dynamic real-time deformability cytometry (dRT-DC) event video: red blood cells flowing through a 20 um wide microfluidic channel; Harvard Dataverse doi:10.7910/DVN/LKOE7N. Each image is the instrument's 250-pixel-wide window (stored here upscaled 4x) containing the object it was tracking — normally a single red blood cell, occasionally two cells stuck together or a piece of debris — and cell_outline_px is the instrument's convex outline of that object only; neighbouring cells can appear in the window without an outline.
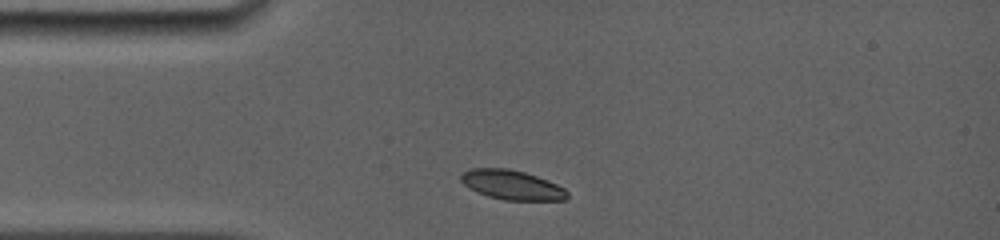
{"species": "common noctule bat (a hibernating species)", "species_latin": "Nyctalus noctula", "temperature_condition": "room temperature", "stored_images_in_passage": 21, "camera_frame_rate_fps": 5000, "um_per_image_px": 0.085, "animal": {"sex": "female", "body_mass_g": 19.0, "forearm_length_mm": 56.7}, "frame": {"image": 1, "passage_image": 1, "time_ms": 0.0, "image_size_px": [1000, 240], "cell_outline_px": [[568, 200], [504, 200], [488, 196], [476, 192], [468, 188], [460, 180], [460, 172], [472, 168], [508, 168], [524, 172], [548, 180], [564, 188], [568, 192]], "centroid_in_image_um": [43.48, 15.71], "position_along_channel_um": 41.5, "area_um2": 18.44}}
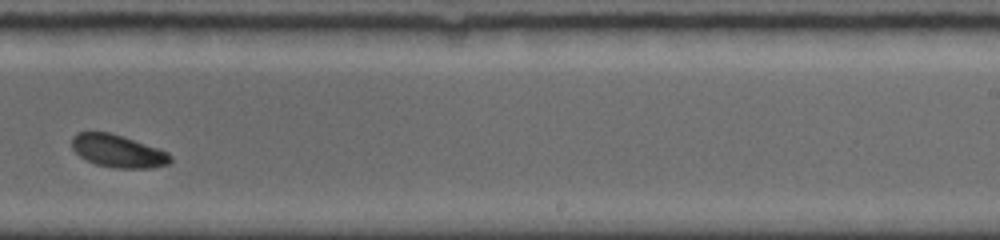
{"frame": {"image": 2, "passage_image": 12, "time_ms": 6.6, "image_size_px": [1000, 240], "cell_outline_px": [[172, 160], [168, 164], [148, 168], [116, 168], [96, 164], [80, 156], [72, 148], [72, 136], [76, 132], [108, 132], [168, 152], [172, 156]], "centroid_in_image_um": [10.0, 12.85], "position_along_channel_um": 279.0, "area_um2": 18.38}}
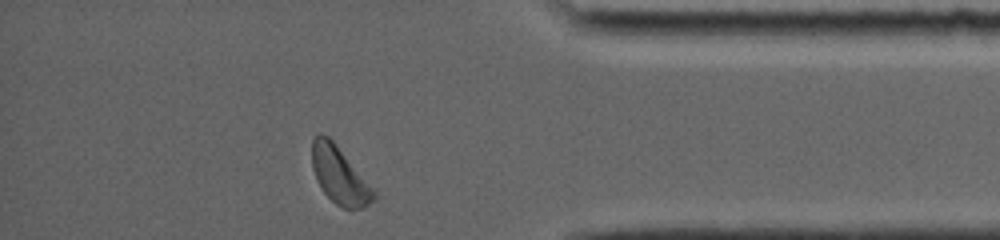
{"frame": {"image": 3, "passage_image": 21, "time_ms": 10.2, "image_size_px": [1000, 240], "cell_outline_px": [[376, 196], [364, 208], [344, 208], [336, 204], [324, 192], [316, 180], [312, 168], [312, 140], [316, 132], [320, 132], [328, 136], [336, 144]], "centroid_in_image_um": [28.76, 14.86], "position_along_channel_um": 406.4, "area_um2": 19.71}, "authors_computed_cell_mechanics": {"area_um2": 19.363, "velocity_mm_per_s": 3.8764, "shape_relaxation_time_tau1_ms": 1.4742, "shape_relaxation_time_tau2_ms": null, "deformation_change_tau1": 0.0893, "deformation_change_tau2": null}}